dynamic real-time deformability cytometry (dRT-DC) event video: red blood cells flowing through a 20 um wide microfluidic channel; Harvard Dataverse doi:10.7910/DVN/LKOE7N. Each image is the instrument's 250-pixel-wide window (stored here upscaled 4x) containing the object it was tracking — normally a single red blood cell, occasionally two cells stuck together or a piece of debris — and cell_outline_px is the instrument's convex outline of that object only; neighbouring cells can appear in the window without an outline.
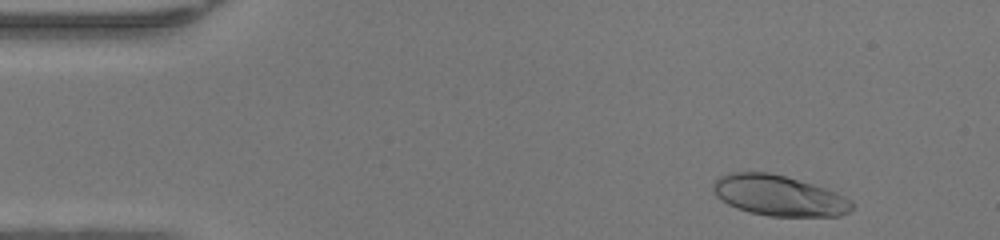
{"species": "human", "species_latin": "Homo sapiens", "temperature_condition": "warm", "stored_images_in_passage": 40, "camera_frame_rate_fps": 3000, "um_per_image_px": 0.085, "donor": {"sex": "female"}, "frame": {"image": 1, "passage_image": 4, "time_ms": 1.0, "image_size_px": [1000, 240], "cell_outline_px": [[856, 204], [848, 212], [836, 216], [768, 216], [748, 212], [736, 208], [720, 200], [716, 196], [712, 188], [712, 184], [720, 176], [728, 172], [768, 172], [784, 176], [812, 184], [836, 192], [852, 200]], "centroid_in_image_um": [66.18, 16.63], "position_along_channel_um": 18.8, "area_um2": 32.89}}
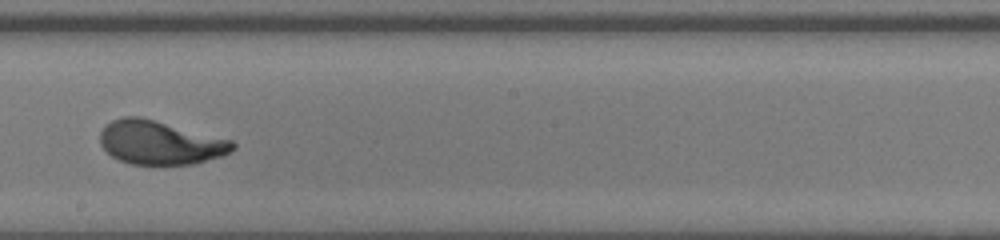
{"frame": {"image": 2, "passage_image": 26, "time_ms": 8.333, "image_size_px": [1000, 240], "cell_outline_px": [[236, 148], [232, 152], [220, 156], [192, 164], [132, 164], [120, 160], [112, 156], [100, 144], [100, 132], [112, 120], [124, 116], [140, 116], [232, 140], [236, 144]], "centroid_in_image_um": [13.62, 12.11], "position_along_channel_um": 234.6, "area_um2": 33.58}}
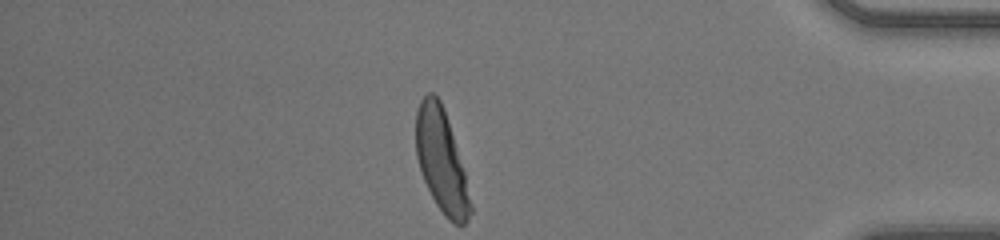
{"frame": {"image": 3, "passage_image": 40, "time_ms": 13.0, "image_size_px": [1000, 240], "cell_outline_px": [[472, 212], [468, 220], [464, 224], [456, 224], [448, 220], [436, 204], [424, 180], [416, 156], [416, 112], [420, 100], [428, 92], [432, 92], [440, 100], [444, 108], [464, 172], [472, 204]], "centroid_in_image_um": [37.51, 13.67], "position_along_channel_um": 397.7, "area_um2": 32.25}, "authors_computed_cell_mechanics": {"area_um2": 33.4084, "velocity_mm_per_s": 4.3073, "shape_relaxation_time_tau1_ms": 3.0128, "shape_relaxation_time_tau2_ms": null, "deformation_change_tau1": 0.2068, "deformation_change_tau2": null}}